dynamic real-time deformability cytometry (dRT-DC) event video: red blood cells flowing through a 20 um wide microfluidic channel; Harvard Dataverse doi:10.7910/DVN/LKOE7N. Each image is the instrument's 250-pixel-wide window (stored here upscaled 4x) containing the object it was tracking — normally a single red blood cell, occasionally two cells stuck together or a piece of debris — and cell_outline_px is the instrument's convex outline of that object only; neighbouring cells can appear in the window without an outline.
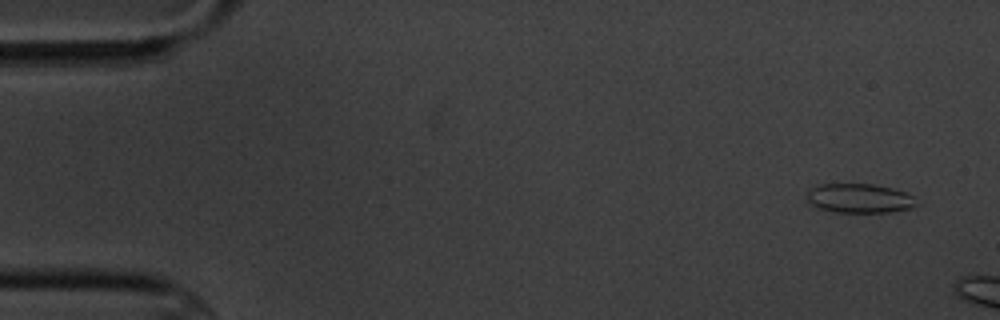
{"species": "common noctule bat (a hibernating species)", "species_latin": "Nyctalus noctula", "temperature_condition": "cold", "stored_images_in_passage": 3, "camera_frame_rate_fps": 3000, "um_per_image_px": 0.085, "animal": {"sex": "male", "body_mass_g": 20.1, "forearm_length_mm": 53.5}, "frame": {"image": 1, "passage_image": 1, "time_ms": 0.0, "image_size_px": [1000, 320], "cell_outline_px": [[916, 204], [912, 208], [892, 212], [832, 212], [808, 204], [808, 188], [816, 184], [872, 184], [892, 188], [904, 192], [912, 196]], "centroid_in_image_um": [73.0, 16.85], "position_along_channel_um": 12.0, "area_um2": 18.73}}